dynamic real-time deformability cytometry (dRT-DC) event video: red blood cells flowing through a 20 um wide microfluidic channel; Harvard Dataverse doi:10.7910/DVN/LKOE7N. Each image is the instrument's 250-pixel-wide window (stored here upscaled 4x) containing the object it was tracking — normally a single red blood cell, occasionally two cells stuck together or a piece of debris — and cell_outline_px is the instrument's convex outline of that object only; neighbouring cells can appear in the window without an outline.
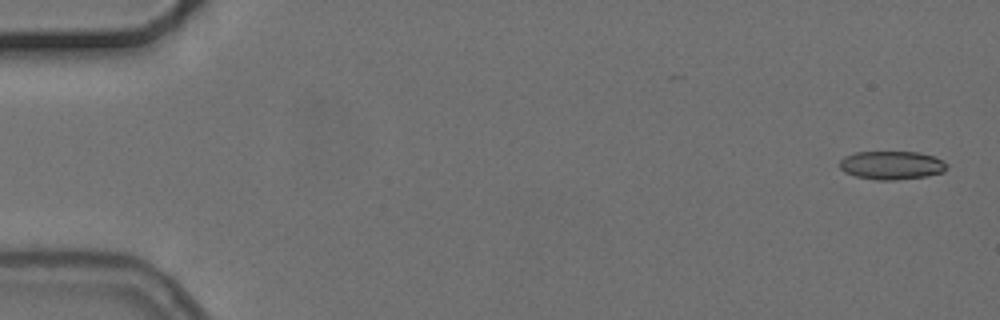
{"species": "common noctule bat (a hibernating species)", "species_latin": "Nyctalus noctula", "temperature_condition": "cold", "stored_images_in_passage": 5, "camera_frame_rate_fps": 3000, "um_per_image_px": 0.085, "animal": {"sex": "female", "body_mass_g": 24.6, "forearm_length_mm": 56.2}, "frame": {"image": 1, "passage_image": 1, "time_ms": 0.0, "image_size_px": [1000, 320], "cell_outline_px": [[948, 168], [944, 172], [928, 176], [896, 180], [876, 180], [856, 176], [844, 172], [840, 168], [840, 160], [844, 156], [856, 152], [920, 152], [932, 156], [948, 164]], "centroid_in_image_um": [75.8, 14.05], "position_along_channel_um": 9.2, "area_um2": 17.86}}
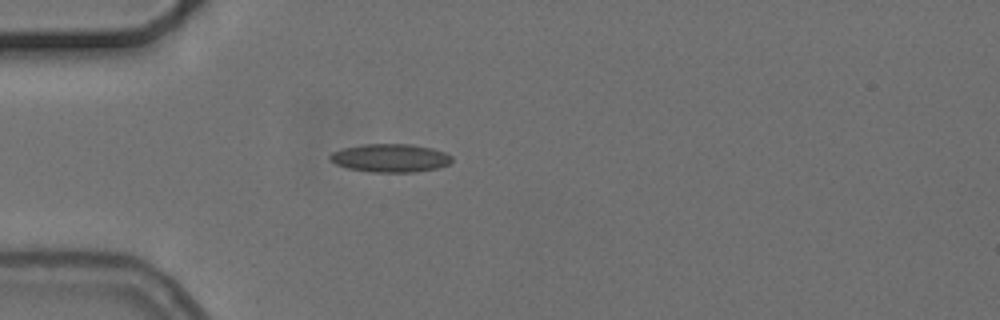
{"frame": {"image": 2, "passage_image": 5, "time_ms": 4.667, "image_size_px": [1000, 320], "cell_outline_px": [[452, 160], [448, 164], [440, 168], [416, 172], [372, 172], [348, 168], [336, 164], [328, 160], [328, 156], [332, 152], [344, 148], [364, 144], [412, 144], [432, 148], [444, 152], [452, 156]], "centroid_in_image_um": [33.18, 13.43], "position_along_channel_um": 51.8, "area_um2": 20.17}}